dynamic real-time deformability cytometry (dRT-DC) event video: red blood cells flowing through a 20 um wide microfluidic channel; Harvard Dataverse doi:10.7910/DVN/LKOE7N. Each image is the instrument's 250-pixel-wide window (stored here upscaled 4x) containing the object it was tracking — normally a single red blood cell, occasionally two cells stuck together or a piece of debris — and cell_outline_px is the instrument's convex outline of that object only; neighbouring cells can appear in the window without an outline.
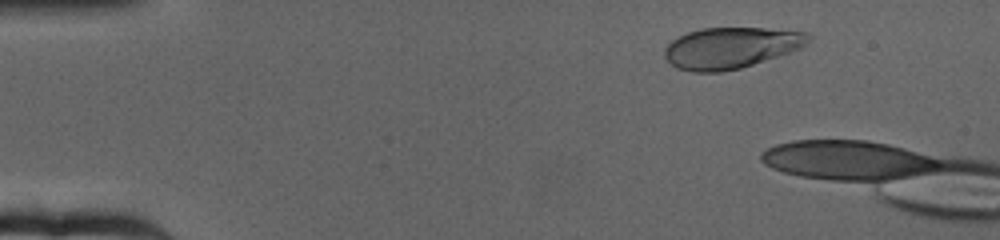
{"species": "human", "species_latin": "Homo sapiens", "temperature_condition": "cold", "stored_images_in_passage": 13, "camera_frame_rate_fps": 3000, "um_per_image_px": 0.085, "donor": {"sex": "female"}, "frame": {"image": 1, "passage_image": 8, "time_ms": 2.333, "image_size_px": [1000, 240], "cell_outline_px": [[812, 40], [808, 44], [800, 48], [740, 68], [720, 72], [692, 72], [676, 68], [664, 56], [664, 48], [672, 40], [688, 32], [700, 28], [764, 28], [808, 32], [812, 36]], "centroid_in_image_um": [62.13, 4.05], "position_along_channel_um": 22.9, "area_um2": 34.39}}